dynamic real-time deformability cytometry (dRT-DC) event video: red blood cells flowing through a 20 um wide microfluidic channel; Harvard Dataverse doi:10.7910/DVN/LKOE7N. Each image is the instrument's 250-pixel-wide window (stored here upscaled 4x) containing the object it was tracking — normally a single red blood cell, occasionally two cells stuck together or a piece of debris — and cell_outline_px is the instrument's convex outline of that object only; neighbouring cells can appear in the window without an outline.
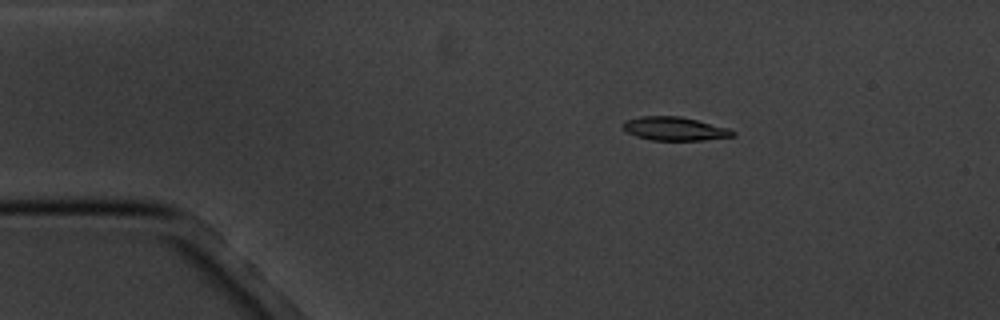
{"species": "common noctule bat (a hibernating species)", "species_latin": "Nyctalus noctula", "temperature_condition": "cold", "stored_images_in_passage": 3, "camera_frame_rate_fps": 3000, "um_per_image_px": 0.085, "animal": {"sex": "male", "body_mass_g": 20.1, "forearm_length_mm": 53.5}, "frame": {"image": 1, "passage_image": 2, "time_ms": 2.0, "image_size_px": [1000, 320], "cell_outline_px": [[736, 136], [704, 140], [652, 140], [636, 136], [620, 128], [620, 124], [628, 120], [640, 116], [680, 116], [728, 128], [736, 132]], "centroid_in_image_um": [57.33, 10.94], "position_along_channel_um": 27.7, "area_um2": 15.09}}